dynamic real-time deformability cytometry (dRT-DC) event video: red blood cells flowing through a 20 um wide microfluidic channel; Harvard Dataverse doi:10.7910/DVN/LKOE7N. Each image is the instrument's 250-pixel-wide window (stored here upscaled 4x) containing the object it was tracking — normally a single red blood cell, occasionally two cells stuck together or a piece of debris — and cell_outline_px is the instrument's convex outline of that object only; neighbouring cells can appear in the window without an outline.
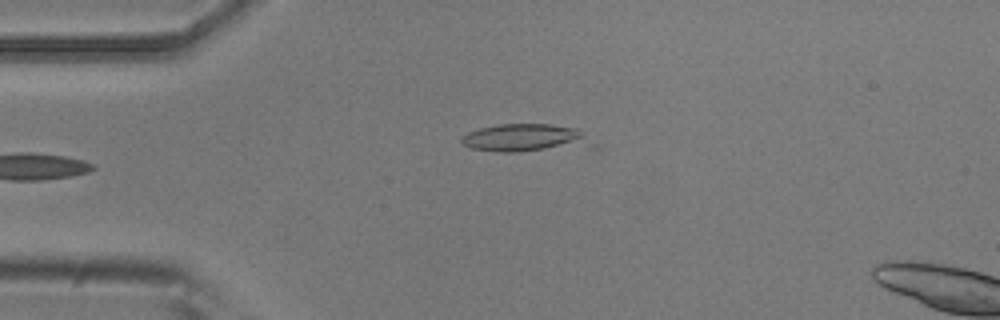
{"species": "common noctule bat (a hibernating species)", "species_latin": "Nyctalus noctula", "temperature_condition": "room temperature", "stored_images_in_passage": 4, "camera_frame_rate_fps": 3000, "um_per_image_px": 0.085, "animal": {"sex": "male", "body_mass_g": 20.5, "forearm_length_mm": 52.5}, "frame": {"image": 1, "passage_image": 4, "time_ms": 1.0, "image_size_px": [1000, 320], "cell_outline_px": [[580, 136], [544, 148], [516, 152], [500, 152], [472, 148], [464, 144], [460, 140], [460, 136], [468, 132], [480, 128], [496, 124], [552, 124], [576, 128], [580, 132]], "centroid_in_image_um": [44.03, 11.64], "position_along_channel_um": 41.0, "area_um2": 18.38}}